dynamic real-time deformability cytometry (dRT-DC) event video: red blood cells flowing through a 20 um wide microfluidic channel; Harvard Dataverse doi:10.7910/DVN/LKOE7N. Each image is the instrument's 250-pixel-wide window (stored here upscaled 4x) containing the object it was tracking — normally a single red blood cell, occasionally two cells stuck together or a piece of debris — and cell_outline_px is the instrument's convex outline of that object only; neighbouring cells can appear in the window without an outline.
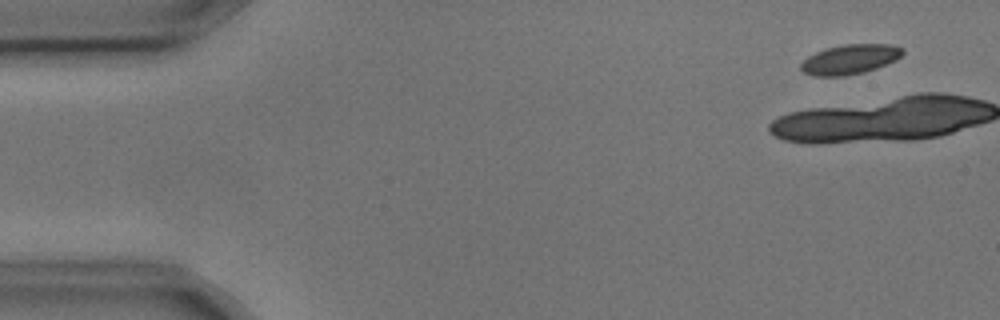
{"species": "common noctule bat (a hibernating species)", "species_latin": "Nyctalus noctula", "temperature_condition": "cold", "stored_images_in_passage": 5, "camera_frame_rate_fps": 3000, "um_per_image_px": 0.085, "animal": {"sex": "male", "body_mass_g": 17.9, "forearm_length_mm": 54.2}, "frame": {"image": 1, "passage_image": 1, "time_ms": 0.0, "image_size_px": [1000, 320], "cell_outline_px": [[904, 52], [896, 60], [876, 68], [864, 72], [844, 76], [812, 76], [804, 72], [800, 68], [800, 64], [808, 56], [816, 52], [828, 48], [844, 44], [888, 44], [904, 48]], "centroid_in_image_um": [72.24, 5.04], "position_along_channel_um": 12.8, "area_um2": 17.57}}